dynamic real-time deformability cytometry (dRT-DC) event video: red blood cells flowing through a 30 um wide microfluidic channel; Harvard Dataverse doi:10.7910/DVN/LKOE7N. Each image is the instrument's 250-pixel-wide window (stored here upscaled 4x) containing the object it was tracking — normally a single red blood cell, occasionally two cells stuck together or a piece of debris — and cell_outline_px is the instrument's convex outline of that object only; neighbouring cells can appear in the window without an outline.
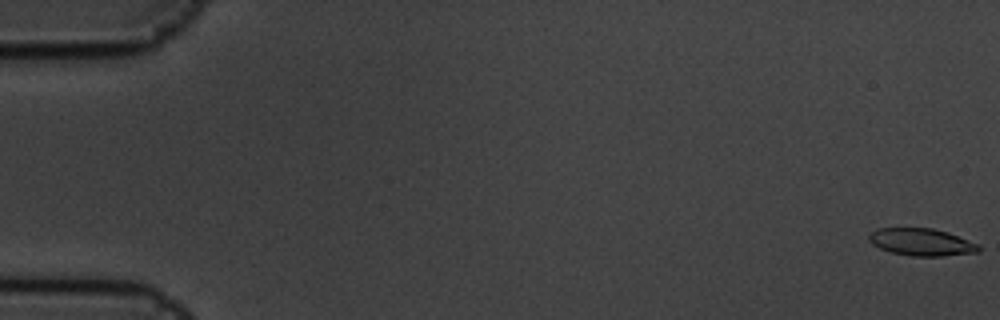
{"species": "common noctule bat (a hibernating species)", "species_latin": "Nyctalus noctula", "temperature_condition": "cold", "stored_images_in_passage": 7, "camera_frame_rate_fps": 3000, "um_per_image_px": 0.085, "animal": {"sex": "male", "body_mass_g": 19.5, "forearm_length_mm": 54.6}, "frame": {"image": 1, "passage_image": 1, "time_ms": 0.0, "image_size_px": [1000, 320], "cell_outline_px": [[980, 252], [940, 256], [912, 256], [892, 252], [880, 248], [872, 244], [868, 240], [868, 236], [876, 228], [932, 228], [948, 232], [980, 244]], "centroid_in_image_um": [78.35, 20.57], "position_along_channel_um": 6.7, "area_um2": 17.51}}
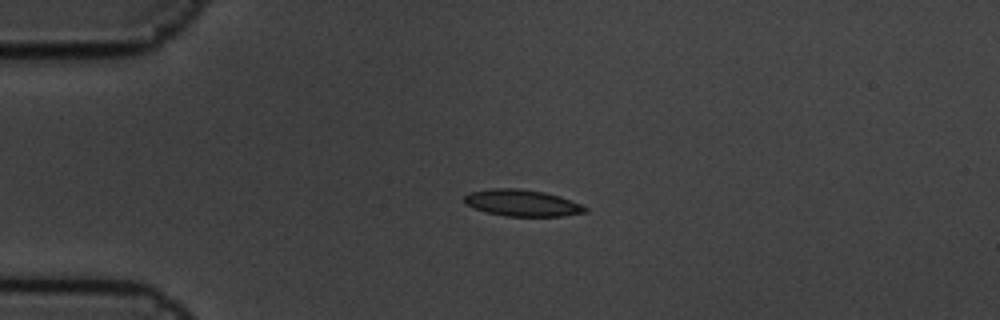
{"frame": {"image": 2, "passage_image": 5, "time_ms": 1.333, "image_size_px": [1000, 320], "cell_outline_px": [[588, 212], [564, 216], [504, 216], [488, 212], [476, 208], [468, 204], [464, 200], [464, 196], [468, 192], [492, 188], [520, 188], [544, 192], [560, 196], [580, 204], [588, 208]], "centroid_in_image_um": [44.41, 17.24], "position_along_channel_um": 40.6, "area_um2": 18.67}}
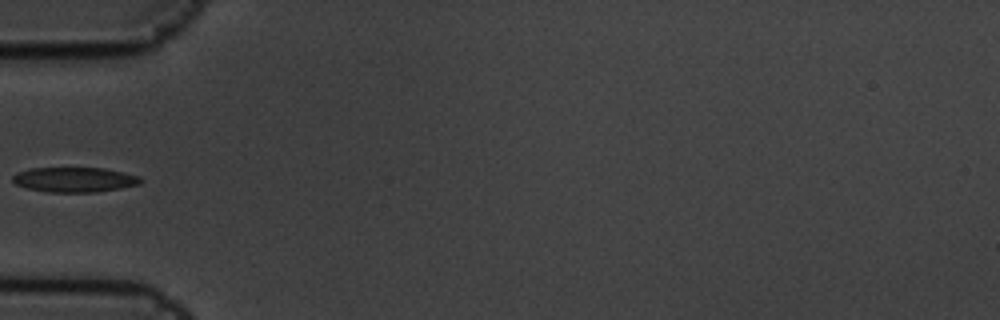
{"frame": {"image": 3, "passage_image": 7, "time_ms": 2.0, "image_size_px": [1000, 320], "cell_outline_px": [[144, 180], [140, 184], [120, 188], [96, 192], [48, 192], [28, 188], [16, 184], [12, 180], [12, 176], [16, 172], [28, 168], [104, 168], [124, 172], [140, 176]], "centroid_in_image_um": [6.34, 15.26], "position_along_channel_um": 78.7, "area_um2": 18.67}}